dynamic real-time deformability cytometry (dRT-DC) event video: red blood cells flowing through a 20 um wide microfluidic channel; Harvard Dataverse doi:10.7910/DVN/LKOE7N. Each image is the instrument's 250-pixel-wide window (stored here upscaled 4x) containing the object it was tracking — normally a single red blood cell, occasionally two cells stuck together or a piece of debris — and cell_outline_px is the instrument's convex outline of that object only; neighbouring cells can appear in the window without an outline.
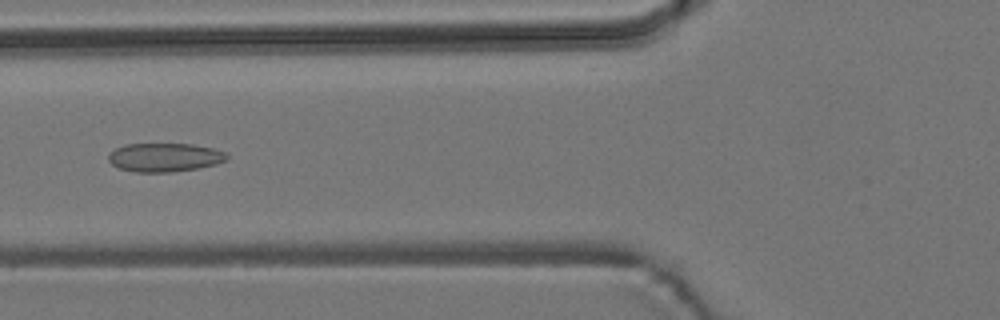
{"species": "common noctule bat (a hibernating species)", "species_latin": "Nyctalus noctula", "temperature_condition": "room temperature", "stored_images_in_passage": 5, "camera_frame_rate_fps": 3000, "um_per_image_px": 0.085, "animal": {"sex": "male", "body_mass_g": 19.2, "forearm_length_mm": 51.8}, "frame": {"image": 1, "passage_image": 4, "time_ms": 3.667, "image_size_px": [1000, 320], "cell_outline_px": [[228, 160], [216, 164], [196, 168], [172, 172], [136, 172], [120, 168], [112, 164], [108, 160], [108, 156], [116, 148], [124, 144], [192, 144], [212, 148], [224, 152], [228, 156]], "centroid_in_image_um": [14.0, 13.37], "position_along_channel_um": 111.8, "area_um2": 19.65}}